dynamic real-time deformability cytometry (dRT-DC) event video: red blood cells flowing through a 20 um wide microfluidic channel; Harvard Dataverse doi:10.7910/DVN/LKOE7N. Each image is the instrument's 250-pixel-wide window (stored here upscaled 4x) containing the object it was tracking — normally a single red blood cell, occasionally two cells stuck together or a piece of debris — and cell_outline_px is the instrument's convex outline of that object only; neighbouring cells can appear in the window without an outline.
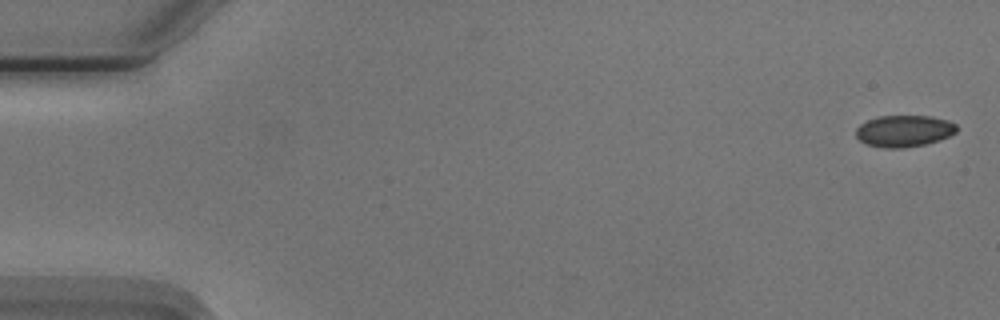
{"species": "Egyptian fruit bat (a non-hibernating species)", "species_latin": "Rousettus aegyptiacus", "temperature_condition": "cold", "stored_images_in_passage": 19, "camera_frame_rate_fps": 3000, "um_per_image_px": 0.085, "animal": {"sex": "male"}, "frame": {"image": 1, "passage_image": 1, "time_ms": 0.0, "image_size_px": [1000, 320], "cell_outline_px": [[956, 132], [940, 140], [924, 144], [900, 148], [884, 148], [868, 144], [860, 140], [856, 136], [856, 128], [860, 124], [868, 120], [880, 116], [932, 116], [948, 120], [956, 124]], "centroid_in_image_um": [76.85, 11.13], "position_along_channel_um": 8.2, "area_um2": 18.44}}
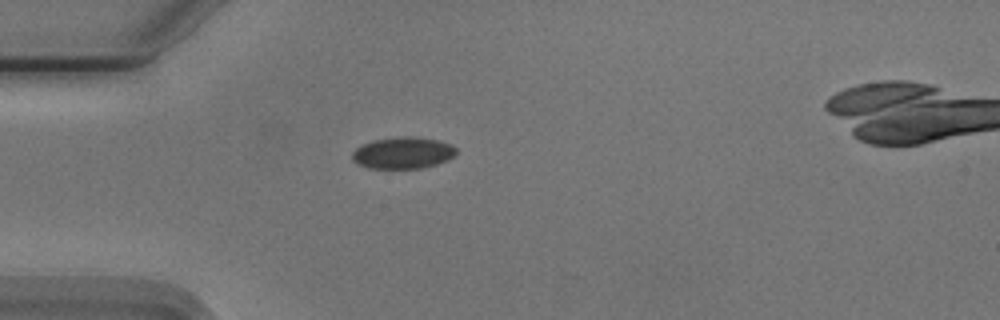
{"frame": {"image": 2, "passage_image": 15, "time_ms": 4.667, "image_size_px": [1000, 320], "cell_outline_px": [[456, 152], [448, 160], [436, 164], [420, 168], [368, 168], [356, 164], [352, 160], [352, 152], [360, 144], [372, 140], [396, 136], [416, 136], [440, 140], [452, 144], [456, 148]], "centroid_in_image_um": [34.22, 12.97], "position_along_channel_um": 50.8, "area_um2": 19.54}}